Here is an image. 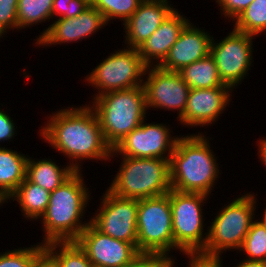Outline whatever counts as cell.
Listing matches in <instances>:
<instances>
[{
  "label": "cell",
  "instance_id": "6da1fadb",
  "mask_svg": "<svg viewBox=\"0 0 266 267\" xmlns=\"http://www.w3.org/2000/svg\"><path fill=\"white\" fill-rule=\"evenodd\" d=\"M41 139L63 153L75 171H83L85 160L111 161L112 148L106 143L98 118L88 105L58 110L40 127ZM79 160V162H78Z\"/></svg>",
  "mask_w": 266,
  "mask_h": 267
},
{
  "label": "cell",
  "instance_id": "7a4b0ae2",
  "mask_svg": "<svg viewBox=\"0 0 266 267\" xmlns=\"http://www.w3.org/2000/svg\"><path fill=\"white\" fill-rule=\"evenodd\" d=\"M211 139L200 132L180 135L169 161L171 189L211 194L221 174L216 154L210 149Z\"/></svg>",
  "mask_w": 266,
  "mask_h": 267
},
{
  "label": "cell",
  "instance_id": "3957f363",
  "mask_svg": "<svg viewBox=\"0 0 266 267\" xmlns=\"http://www.w3.org/2000/svg\"><path fill=\"white\" fill-rule=\"evenodd\" d=\"M82 171H76L61 186L50 192L49 204L41 217L44 232L42 244L75 241L90 223L83 222L90 202V191Z\"/></svg>",
  "mask_w": 266,
  "mask_h": 267
},
{
  "label": "cell",
  "instance_id": "277c9868",
  "mask_svg": "<svg viewBox=\"0 0 266 267\" xmlns=\"http://www.w3.org/2000/svg\"><path fill=\"white\" fill-rule=\"evenodd\" d=\"M91 104L104 139L112 149L139 127L148 114L143 86L107 92L95 97Z\"/></svg>",
  "mask_w": 266,
  "mask_h": 267
},
{
  "label": "cell",
  "instance_id": "5b68a950",
  "mask_svg": "<svg viewBox=\"0 0 266 267\" xmlns=\"http://www.w3.org/2000/svg\"><path fill=\"white\" fill-rule=\"evenodd\" d=\"M122 163L107 188L122 198L144 199L171 190L169 160L121 157Z\"/></svg>",
  "mask_w": 266,
  "mask_h": 267
},
{
  "label": "cell",
  "instance_id": "8992f818",
  "mask_svg": "<svg viewBox=\"0 0 266 267\" xmlns=\"http://www.w3.org/2000/svg\"><path fill=\"white\" fill-rule=\"evenodd\" d=\"M256 195L248 193L231 200L217 212L208 227L206 246L202 253L221 255L234 249L239 250L254 221Z\"/></svg>",
  "mask_w": 266,
  "mask_h": 267
},
{
  "label": "cell",
  "instance_id": "52a82bcc",
  "mask_svg": "<svg viewBox=\"0 0 266 267\" xmlns=\"http://www.w3.org/2000/svg\"><path fill=\"white\" fill-rule=\"evenodd\" d=\"M137 249L141 254L166 257L174 249L170 191L138 200Z\"/></svg>",
  "mask_w": 266,
  "mask_h": 267
},
{
  "label": "cell",
  "instance_id": "ba28073f",
  "mask_svg": "<svg viewBox=\"0 0 266 267\" xmlns=\"http://www.w3.org/2000/svg\"><path fill=\"white\" fill-rule=\"evenodd\" d=\"M204 193L178 192L170 190L174 250L202 252L206 246L208 230L204 233ZM203 206V207H202ZM206 235V236H204Z\"/></svg>",
  "mask_w": 266,
  "mask_h": 267
},
{
  "label": "cell",
  "instance_id": "9c48e42d",
  "mask_svg": "<svg viewBox=\"0 0 266 267\" xmlns=\"http://www.w3.org/2000/svg\"><path fill=\"white\" fill-rule=\"evenodd\" d=\"M102 60L85 80L98 90L93 98L107 92L143 86L147 65L136 48L118 49Z\"/></svg>",
  "mask_w": 266,
  "mask_h": 267
},
{
  "label": "cell",
  "instance_id": "30bf717a",
  "mask_svg": "<svg viewBox=\"0 0 266 267\" xmlns=\"http://www.w3.org/2000/svg\"><path fill=\"white\" fill-rule=\"evenodd\" d=\"M253 37L234 28L221 41L218 40L219 43L212 37L210 55L216 62L220 79L232 90L242 83L251 69Z\"/></svg>",
  "mask_w": 266,
  "mask_h": 267
},
{
  "label": "cell",
  "instance_id": "8fae6325",
  "mask_svg": "<svg viewBox=\"0 0 266 267\" xmlns=\"http://www.w3.org/2000/svg\"><path fill=\"white\" fill-rule=\"evenodd\" d=\"M100 200L99 211L90 223L105 235L137 244L138 200L119 197L108 189Z\"/></svg>",
  "mask_w": 266,
  "mask_h": 267
},
{
  "label": "cell",
  "instance_id": "7c38bea8",
  "mask_svg": "<svg viewBox=\"0 0 266 267\" xmlns=\"http://www.w3.org/2000/svg\"><path fill=\"white\" fill-rule=\"evenodd\" d=\"M145 120L147 119L112 149L110 158L119 154V157L160 158L170 161L180 135H171L172 130L164 123L149 124Z\"/></svg>",
  "mask_w": 266,
  "mask_h": 267
},
{
  "label": "cell",
  "instance_id": "4fadbf2b",
  "mask_svg": "<svg viewBox=\"0 0 266 267\" xmlns=\"http://www.w3.org/2000/svg\"><path fill=\"white\" fill-rule=\"evenodd\" d=\"M145 75L147 76L144 77L143 88L147 110H177L178 120L185 111L191 88L178 72L166 71L159 66H148Z\"/></svg>",
  "mask_w": 266,
  "mask_h": 267
},
{
  "label": "cell",
  "instance_id": "5bb4252c",
  "mask_svg": "<svg viewBox=\"0 0 266 267\" xmlns=\"http://www.w3.org/2000/svg\"><path fill=\"white\" fill-rule=\"evenodd\" d=\"M94 267H126L140 255L137 244L101 233L91 223L75 240Z\"/></svg>",
  "mask_w": 266,
  "mask_h": 267
},
{
  "label": "cell",
  "instance_id": "9a60e30c",
  "mask_svg": "<svg viewBox=\"0 0 266 267\" xmlns=\"http://www.w3.org/2000/svg\"><path fill=\"white\" fill-rule=\"evenodd\" d=\"M106 25L102 13L91 5L74 18H59L54 21L35 39V46L76 43L87 39Z\"/></svg>",
  "mask_w": 266,
  "mask_h": 267
},
{
  "label": "cell",
  "instance_id": "2e32d148",
  "mask_svg": "<svg viewBox=\"0 0 266 267\" xmlns=\"http://www.w3.org/2000/svg\"><path fill=\"white\" fill-rule=\"evenodd\" d=\"M232 89L229 86H219L209 89H193L188 94L187 106L178 119L183 126H209L216 122L229 106ZM230 98V99H229Z\"/></svg>",
  "mask_w": 266,
  "mask_h": 267
},
{
  "label": "cell",
  "instance_id": "e0dca14e",
  "mask_svg": "<svg viewBox=\"0 0 266 267\" xmlns=\"http://www.w3.org/2000/svg\"><path fill=\"white\" fill-rule=\"evenodd\" d=\"M209 34L189 22L159 67L166 71L178 72L189 64L207 57L213 37Z\"/></svg>",
  "mask_w": 266,
  "mask_h": 267
},
{
  "label": "cell",
  "instance_id": "ac0fdd59",
  "mask_svg": "<svg viewBox=\"0 0 266 267\" xmlns=\"http://www.w3.org/2000/svg\"><path fill=\"white\" fill-rule=\"evenodd\" d=\"M168 0H143L134 14L123 23L125 44L138 48L176 9Z\"/></svg>",
  "mask_w": 266,
  "mask_h": 267
},
{
  "label": "cell",
  "instance_id": "d6986e66",
  "mask_svg": "<svg viewBox=\"0 0 266 267\" xmlns=\"http://www.w3.org/2000/svg\"><path fill=\"white\" fill-rule=\"evenodd\" d=\"M176 10L137 48L147 66H159L165 60L181 31L190 22Z\"/></svg>",
  "mask_w": 266,
  "mask_h": 267
},
{
  "label": "cell",
  "instance_id": "ffe728a7",
  "mask_svg": "<svg viewBox=\"0 0 266 267\" xmlns=\"http://www.w3.org/2000/svg\"><path fill=\"white\" fill-rule=\"evenodd\" d=\"M75 172L70 165L61 167L49 158L35 160L28 156L27 159L26 178L49 192L61 186Z\"/></svg>",
  "mask_w": 266,
  "mask_h": 267
},
{
  "label": "cell",
  "instance_id": "44dd1931",
  "mask_svg": "<svg viewBox=\"0 0 266 267\" xmlns=\"http://www.w3.org/2000/svg\"><path fill=\"white\" fill-rule=\"evenodd\" d=\"M27 154L0 145V197L7 198L26 178Z\"/></svg>",
  "mask_w": 266,
  "mask_h": 267
},
{
  "label": "cell",
  "instance_id": "7402d4cb",
  "mask_svg": "<svg viewBox=\"0 0 266 267\" xmlns=\"http://www.w3.org/2000/svg\"><path fill=\"white\" fill-rule=\"evenodd\" d=\"M50 192L39 185L30 182L27 178L19 185V187L7 198L8 203L17 201L22 211V216L26 219L40 220L45 214L49 204Z\"/></svg>",
  "mask_w": 266,
  "mask_h": 267
},
{
  "label": "cell",
  "instance_id": "603a6c76",
  "mask_svg": "<svg viewBox=\"0 0 266 267\" xmlns=\"http://www.w3.org/2000/svg\"><path fill=\"white\" fill-rule=\"evenodd\" d=\"M183 81L193 89H209L225 85L219 77L216 62L209 54L178 71Z\"/></svg>",
  "mask_w": 266,
  "mask_h": 267
},
{
  "label": "cell",
  "instance_id": "cb8c5ba5",
  "mask_svg": "<svg viewBox=\"0 0 266 267\" xmlns=\"http://www.w3.org/2000/svg\"><path fill=\"white\" fill-rule=\"evenodd\" d=\"M234 23V29L252 36L266 32V0H254Z\"/></svg>",
  "mask_w": 266,
  "mask_h": 267
},
{
  "label": "cell",
  "instance_id": "d4e9b609",
  "mask_svg": "<svg viewBox=\"0 0 266 267\" xmlns=\"http://www.w3.org/2000/svg\"><path fill=\"white\" fill-rule=\"evenodd\" d=\"M54 0H18L17 20L18 28L31 27L38 23L52 19V5Z\"/></svg>",
  "mask_w": 266,
  "mask_h": 267
},
{
  "label": "cell",
  "instance_id": "484cf974",
  "mask_svg": "<svg viewBox=\"0 0 266 267\" xmlns=\"http://www.w3.org/2000/svg\"><path fill=\"white\" fill-rule=\"evenodd\" d=\"M44 246L56 257L59 267H94L75 241L50 242Z\"/></svg>",
  "mask_w": 266,
  "mask_h": 267
},
{
  "label": "cell",
  "instance_id": "4316f807",
  "mask_svg": "<svg viewBox=\"0 0 266 267\" xmlns=\"http://www.w3.org/2000/svg\"><path fill=\"white\" fill-rule=\"evenodd\" d=\"M238 251H243L248 260L266 261V226L261 220H254L243 244Z\"/></svg>",
  "mask_w": 266,
  "mask_h": 267
},
{
  "label": "cell",
  "instance_id": "83f0119b",
  "mask_svg": "<svg viewBox=\"0 0 266 267\" xmlns=\"http://www.w3.org/2000/svg\"><path fill=\"white\" fill-rule=\"evenodd\" d=\"M143 0H91V5L99 10L107 24L120 19L125 23L137 10Z\"/></svg>",
  "mask_w": 266,
  "mask_h": 267
},
{
  "label": "cell",
  "instance_id": "f1b7e54d",
  "mask_svg": "<svg viewBox=\"0 0 266 267\" xmlns=\"http://www.w3.org/2000/svg\"><path fill=\"white\" fill-rule=\"evenodd\" d=\"M44 246L37 243L30 247L7 250L0 253V267H31L35 254Z\"/></svg>",
  "mask_w": 266,
  "mask_h": 267
},
{
  "label": "cell",
  "instance_id": "f546056e",
  "mask_svg": "<svg viewBox=\"0 0 266 267\" xmlns=\"http://www.w3.org/2000/svg\"><path fill=\"white\" fill-rule=\"evenodd\" d=\"M91 6V0H54L52 18H74Z\"/></svg>",
  "mask_w": 266,
  "mask_h": 267
},
{
  "label": "cell",
  "instance_id": "4dcf8cb0",
  "mask_svg": "<svg viewBox=\"0 0 266 267\" xmlns=\"http://www.w3.org/2000/svg\"><path fill=\"white\" fill-rule=\"evenodd\" d=\"M18 0H0V31L19 30L17 20Z\"/></svg>",
  "mask_w": 266,
  "mask_h": 267
},
{
  "label": "cell",
  "instance_id": "1f68e13d",
  "mask_svg": "<svg viewBox=\"0 0 266 267\" xmlns=\"http://www.w3.org/2000/svg\"><path fill=\"white\" fill-rule=\"evenodd\" d=\"M189 258L187 267H223L220 255H210L202 252H182ZM187 255V256H186Z\"/></svg>",
  "mask_w": 266,
  "mask_h": 267
},
{
  "label": "cell",
  "instance_id": "d6a6232c",
  "mask_svg": "<svg viewBox=\"0 0 266 267\" xmlns=\"http://www.w3.org/2000/svg\"><path fill=\"white\" fill-rule=\"evenodd\" d=\"M174 263L175 260L171 256L142 254L126 267H175Z\"/></svg>",
  "mask_w": 266,
  "mask_h": 267
},
{
  "label": "cell",
  "instance_id": "836d02e7",
  "mask_svg": "<svg viewBox=\"0 0 266 267\" xmlns=\"http://www.w3.org/2000/svg\"><path fill=\"white\" fill-rule=\"evenodd\" d=\"M220 7V13L228 20L234 21L254 0H215ZM230 18V19H229Z\"/></svg>",
  "mask_w": 266,
  "mask_h": 267
},
{
  "label": "cell",
  "instance_id": "e575fe53",
  "mask_svg": "<svg viewBox=\"0 0 266 267\" xmlns=\"http://www.w3.org/2000/svg\"><path fill=\"white\" fill-rule=\"evenodd\" d=\"M16 124L11 119L9 113L0 109V143L3 141H11L16 136Z\"/></svg>",
  "mask_w": 266,
  "mask_h": 267
},
{
  "label": "cell",
  "instance_id": "d590c367",
  "mask_svg": "<svg viewBox=\"0 0 266 267\" xmlns=\"http://www.w3.org/2000/svg\"><path fill=\"white\" fill-rule=\"evenodd\" d=\"M31 267H59L56 257L43 246L33 258Z\"/></svg>",
  "mask_w": 266,
  "mask_h": 267
},
{
  "label": "cell",
  "instance_id": "8d00e7d4",
  "mask_svg": "<svg viewBox=\"0 0 266 267\" xmlns=\"http://www.w3.org/2000/svg\"><path fill=\"white\" fill-rule=\"evenodd\" d=\"M258 156L261 160V163H263L264 167H266V138L264 137L263 139H259L258 141Z\"/></svg>",
  "mask_w": 266,
  "mask_h": 267
},
{
  "label": "cell",
  "instance_id": "74e56055",
  "mask_svg": "<svg viewBox=\"0 0 266 267\" xmlns=\"http://www.w3.org/2000/svg\"><path fill=\"white\" fill-rule=\"evenodd\" d=\"M235 267H266V261L248 260L244 258Z\"/></svg>",
  "mask_w": 266,
  "mask_h": 267
},
{
  "label": "cell",
  "instance_id": "f35d334b",
  "mask_svg": "<svg viewBox=\"0 0 266 267\" xmlns=\"http://www.w3.org/2000/svg\"><path fill=\"white\" fill-rule=\"evenodd\" d=\"M264 210V212H263V214H262V218L260 219L262 222H263V224L266 226V207L263 209Z\"/></svg>",
  "mask_w": 266,
  "mask_h": 267
},
{
  "label": "cell",
  "instance_id": "ab89813d",
  "mask_svg": "<svg viewBox=\"0 0 266 267\" xmlns=\"http://www.w3.org/2000/svg\"><path fill=\"white\" fill-rule=\"evenodd\" d=\"M2 204H5V201L0 197V206H1Z\"/></svg>",
  "mask_w": 266,
  "mask_h": 267
},
{
  "label": "cell",
  "instance_id": "60d3db41",
  "mask_svg": "<svg viewBox=\"0 0 266 267\" xmlns=\"http://www.w3.org/2000/svg\"><path fill=\"white\" fill-rule=\"evenodd\" d=\"M3 35H4V34H3L1 31H0V38H2V37H3Z\"/></svg>",
  "mask_w": 266,
  "mask_h": 267
}]
</instances>
